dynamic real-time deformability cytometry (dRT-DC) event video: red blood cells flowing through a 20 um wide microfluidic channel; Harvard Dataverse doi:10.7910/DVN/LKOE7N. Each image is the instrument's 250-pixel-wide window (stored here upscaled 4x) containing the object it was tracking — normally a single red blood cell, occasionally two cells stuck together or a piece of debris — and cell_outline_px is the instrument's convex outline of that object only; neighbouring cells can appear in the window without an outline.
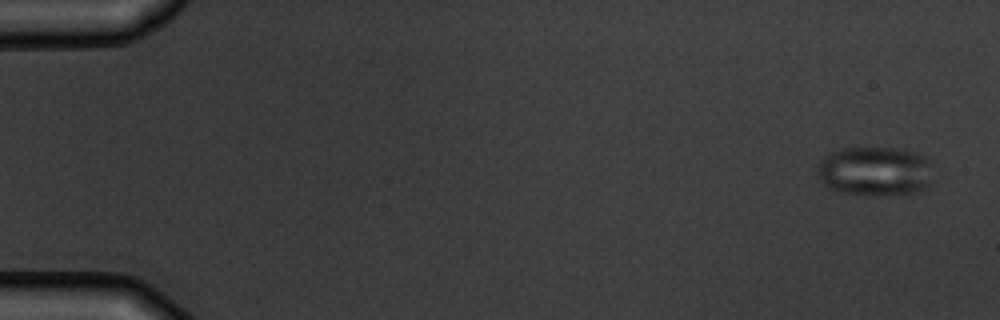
{"species": "common noctule bat (a hibernating species)", "species_latin": "Nyctalus noctula", "temperature_condition": "warm", "stored_images_in_passage": 5, "camera_frame_rate_fps": 3000, "um_per_image_px": 0.085, "animal": {"sex": "male", "body_mass_g": 19.5, "forearm_length_mm": 54.6}, "frame": {"image": 1, "passage_image": 1, "time_ms": 0.0, "image_size_px": [1000, 320], "cell_outline_px": [[932, 164], [928, 184], [924, 188], [916, 192], [840, 192], [828, 188], [816, 176], [816, 168], [820, 160], [828, 152], [840, 148], [892, 148], [916, 152], [932, 160]], "centroid_in_image_um": [74.31, 14.48], "position_along_channel_um": 10.7, "area_um2": 32.66}}